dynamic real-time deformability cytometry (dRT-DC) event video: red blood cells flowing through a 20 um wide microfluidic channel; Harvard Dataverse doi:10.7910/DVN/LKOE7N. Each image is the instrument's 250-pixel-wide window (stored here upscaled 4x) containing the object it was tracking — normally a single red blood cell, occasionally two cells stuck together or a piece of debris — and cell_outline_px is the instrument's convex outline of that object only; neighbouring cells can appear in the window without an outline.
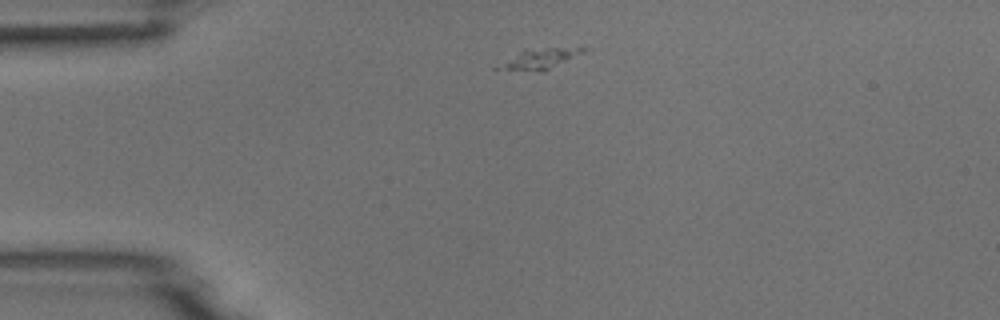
{"species": "common noctule bat (a hibernating species)", "species_latin": "Nyctalus noctula", "temperature_condition": "room temperature", "stored_images_in_passage": 9, "camera_frame_rate_fps": 3000, "um_per_image_px": 0.085, "animal": {"sex": "male", "body_mass_g": 18.8}, "frame": {"image": 1, "passage_image": 2, "time_ms": 0.333, "image_size_px": [1000, 320], "cell_outline_px": [[584, 52], [540, 72], [496, 72], [492, 68], [524, 48], [584, 48]], "centroid_in_image_um": [45.6, 5.06], "position_along_channel_um": 39.4, "area_um2": 10.4}}